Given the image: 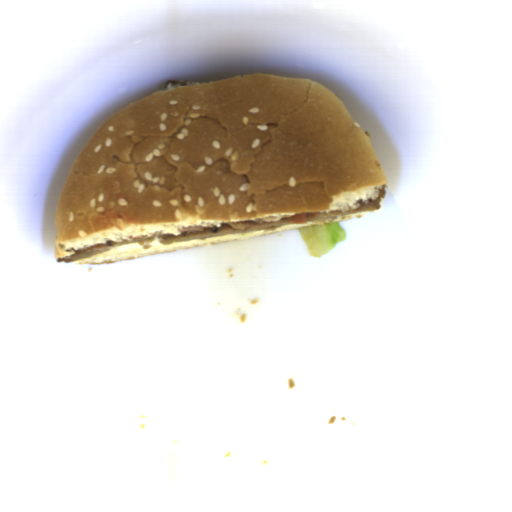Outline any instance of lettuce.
I'll use <instances>...</instances> for the list:
<instances>
[{
	"label": "lettuce",
	"mask_w": 512,
	"mask_h": 512,
	"mask_svg": "<svg viewBox=\"0 0 512 512\" xmlns=\"http://www.w3.org/2000/svg\"><path fill=\"white\" fill-rule=\"evenodd\" d=\"M298 232L313 258L335 247L345 239V230L337 222L302 228Z\"/></svg>",
	"instance_id": "obj_1"
}]
</instances>
